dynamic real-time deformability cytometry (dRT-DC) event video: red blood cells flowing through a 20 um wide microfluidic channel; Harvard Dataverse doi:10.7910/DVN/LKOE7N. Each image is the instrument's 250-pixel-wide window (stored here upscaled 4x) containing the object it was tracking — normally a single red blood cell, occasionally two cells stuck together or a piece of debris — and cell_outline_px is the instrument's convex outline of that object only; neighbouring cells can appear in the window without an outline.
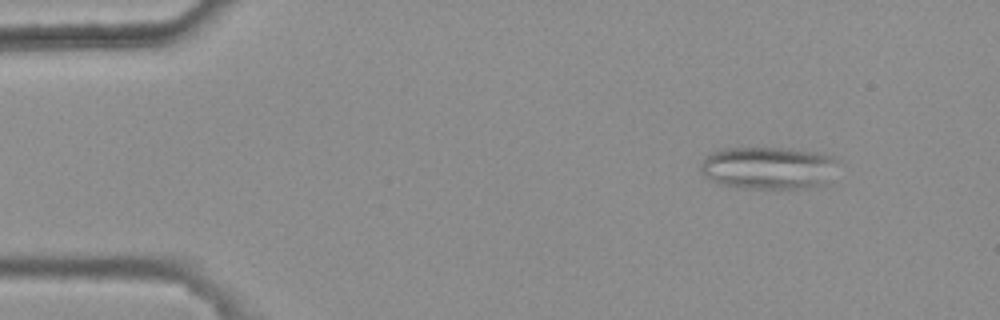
{"species": "common noctule bat (a hibernating species)", "species_latin": "Nyctalus noctula", "temperature_condition": "warm", "stored_images_in_passage": 5, "camera_frame_rate_fps": 3000, "um_per_image_px": 0.085, "animal": {"sex": "female", "body_mass_g": 25.1}, "frame": {"image": 1, "passage_image": 2, "time_ms": 0.333, "image_size_px": [1000, 320], "cell_outline_px": [[840, 160], [824, 184], [808, 188], [744, 188], [720, 184], [704, 176], [700, 172], [700, 164], [712, 152], [724, 148], [788, 148], [816, 152], [832, 156]], "centroid_in_image_um": [65.31, 14.26], "position_along_channel_um": 19.7, "area_um2": 33.99}}
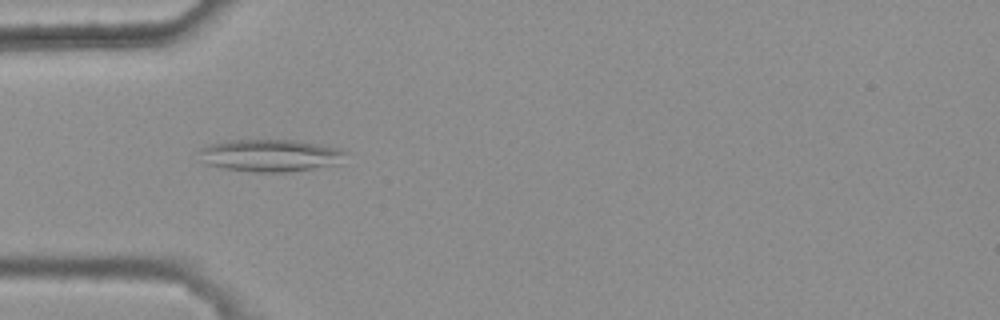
{"frame": {"image": 2, "passage_image": 4, "time_ms": 1.0, "image_size_px": [1000, 320], "cell_outline_px": [[348, 152], [340, 164], [288, 172], [252, 172], [224, 168], [208, 164], [200, 152], [200, 148], [208, 144], [232, 140], [292, 140], [316, 144], [336, 148]], "centroid_in_image_um": [23.01, 13.22], "position_along_channel_um": 62.0, "area_um2": 27.22}}